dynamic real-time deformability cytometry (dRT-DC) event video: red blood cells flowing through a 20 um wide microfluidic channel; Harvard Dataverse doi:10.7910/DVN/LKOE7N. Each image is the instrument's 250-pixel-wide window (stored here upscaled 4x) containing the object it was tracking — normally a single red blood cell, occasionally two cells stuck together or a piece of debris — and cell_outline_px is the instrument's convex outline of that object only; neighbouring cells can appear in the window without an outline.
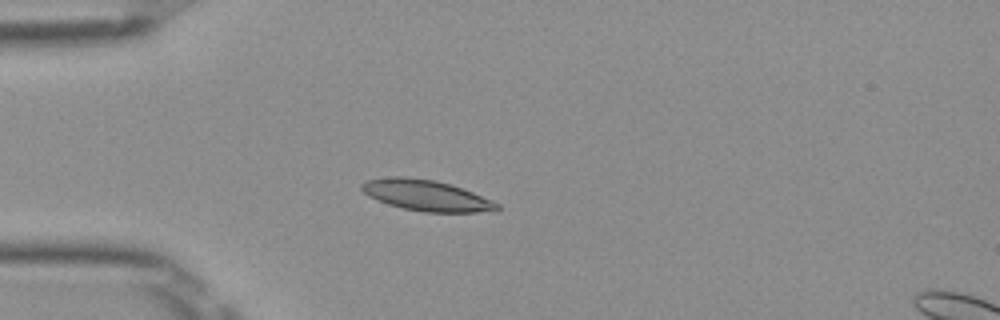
{"species": "Egyptian fruit bat (a non-hibernating species)", "species_latin": "Rousettus aegyptiacus", "temperature_condition": "room temperature", "stored_images_in_passage": 38, "camera_frame_rate_fps": 3000, "um_per_image_px": 0.085, "frame": {"image": 1, "passage_image": 1, "time_ms": 0.0, "image_size_px": [1000, 320], "cell_outline_px": [[500, 208], [496, 212], [424, 212], [404, 208], [388, 204], [368, 196], [360, 188], [360, 184], [364, 180], [392, 176], [404, 176], [436, 180], [452, 184], [492, 200], [500, 204]], "centroid_in_image_um": [36.25, 16.6], "position_along_channel_um": 48.8, "area_um2": 24.62}}
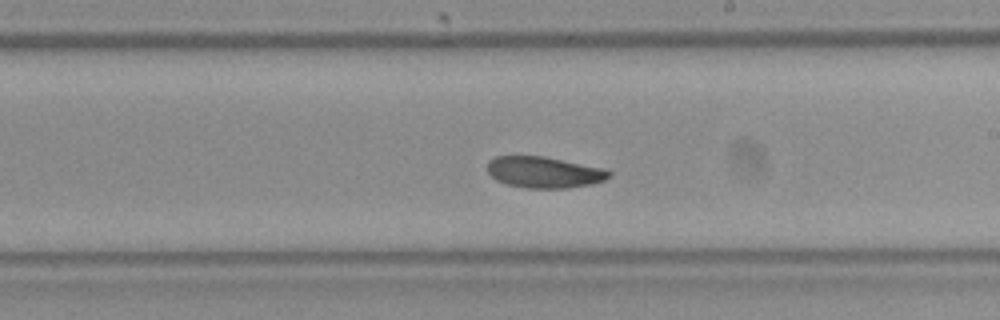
{"frame": {"image": 2, "passage_image": 17, "time_ms": 5.333, "image_size_px": [1000, 320], "cell_outline_px": [[612, 176], [604, 180], [592, 184], [568, 188], [524, 188], [508, 184], [496, 180], [488, 172], [488, 160], [496, 156], [544, 156], [604, 168], [612, 172]], "centroid_in_image_um": [46.27, 14.64], "position_along_channel_um": 242.7, "area_um2": 22.25}}
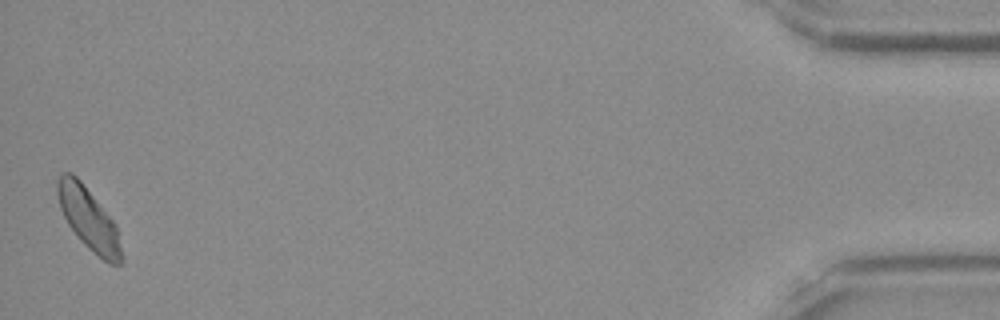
{"frame": {"image": 3, "passage_image": 38, "time_ms": 12.333, "image_size_px": [1000, 320], "cell_outline_px": [[124, 260], [120, 264], [108, 264], [88, 248], [80, 240], [68, 224], [60, 208], [56, 192], [56, 180], [60, 172], [72, 172], [80, 180], [116, 224]], "centroid_in_image_um": [7.52, 18.6], "position_along_channel_um": 427.7, "area_um2": 23.24}, "authors_computed_cell_mechanics": {"area_um2": 22.7154, "velocity_mm_per_s": 3.926, "shape_relaxation_time_tau1_ms": 2.1687, "shape_relaxation_time_tau2_ms": 3.9367, "deformation_change_tau1": 0.0722, "deformation_change_tau2": 0.0762}}